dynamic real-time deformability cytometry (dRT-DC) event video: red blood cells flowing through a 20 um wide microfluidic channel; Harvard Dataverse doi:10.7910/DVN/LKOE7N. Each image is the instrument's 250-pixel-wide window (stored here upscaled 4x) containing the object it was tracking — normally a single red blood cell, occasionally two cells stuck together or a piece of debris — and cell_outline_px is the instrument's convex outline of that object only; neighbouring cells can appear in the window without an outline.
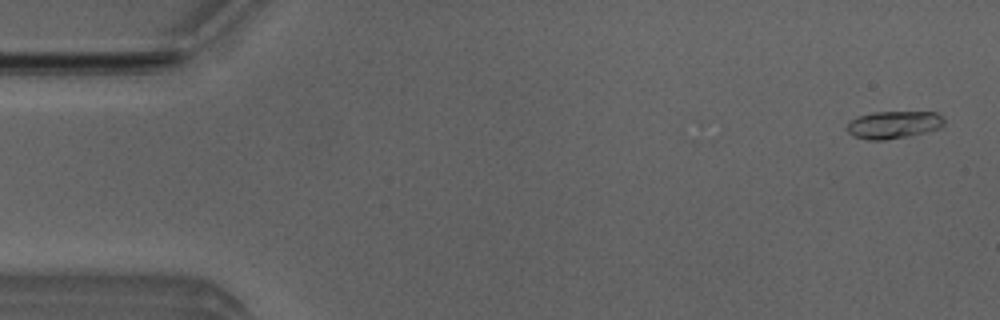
{"species": "Egyptian fruit bat (a non-hibernating species)", "species_latin": "Rousettus aegyptiacus", "temperature_condition": "room temperature", "stored_images_in_passage": 52, "camera_frame_rate_fps": 3000, "um_per_image_px": 0.085, "animal": {"sex": "male"}, "frame": {"image": 1, "passage_image": 2, "time_ms": 0.333, "image_size_px": [1000, 320], "cell_outline_px": [[944, 124], [940, 128], [908, 136], [884, 140], [868, 140], [852, 136], [848, 132], [848, 120], [872, 112], [936, 112], [944, 120]], "centroid_in_image_um": [75.93, 10.6], "position_along_channel_um": 9.1, "area_um2": 15.49}}
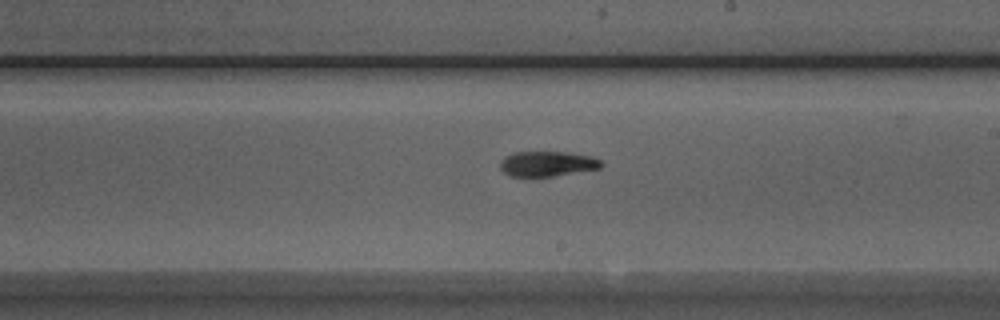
{"frame": {"image": 2, "passage_image": 29, "time_ms": 9.333, "image_size_px": [1000, 320], "cell_outline_px": [[604, 164], [600, 168], [552, 176], [512, 176], [504, 172], [500, 168], [500, 160], [504, 156], [512, 152], [568, 152], [592, 156], [600, 160]], "centroid_in_image_um": [46.51, 13.9], "position_along_channel_um": 242.5, "area_um2": 14.8}}
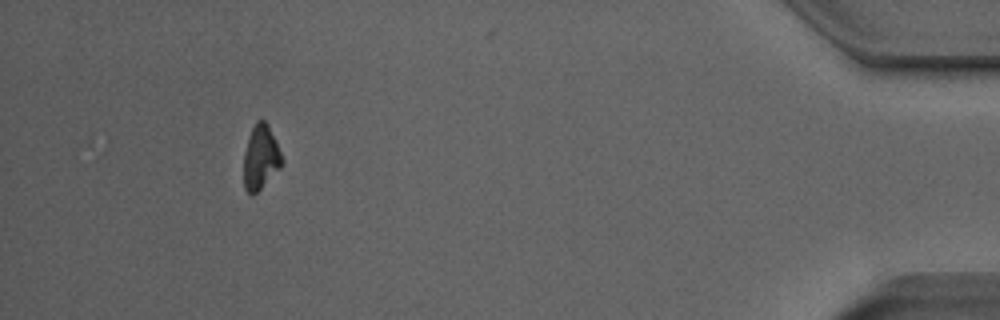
{"frame": {"image": 3, "passage_image": 47, "time_ms": 15.333, "image_size_px": [1000, 320], "cell_outline_px": [[284, 160], [280, 168], [252, 196], [244, 188], [244, 152], [248, 136], [256, 120], [264, 120], [268, 124], [276, 140]], "centroid_in_image_um": [22.16, 13.35], "position_along_channel_um": 413.0, "area_um2": 14.33}, "authors_computed_cell_mechanics": {"area_um2": 14.8257, "velocity_mm_per_s": 4.0008, "shape_relaxation_time_tau1_ms": 3.8371, "shape_relaxation_time_tau2_ms": 4.4785, "deformation_change_tau1": 0.1507, "deformation_change_tau2": 0.0992}}